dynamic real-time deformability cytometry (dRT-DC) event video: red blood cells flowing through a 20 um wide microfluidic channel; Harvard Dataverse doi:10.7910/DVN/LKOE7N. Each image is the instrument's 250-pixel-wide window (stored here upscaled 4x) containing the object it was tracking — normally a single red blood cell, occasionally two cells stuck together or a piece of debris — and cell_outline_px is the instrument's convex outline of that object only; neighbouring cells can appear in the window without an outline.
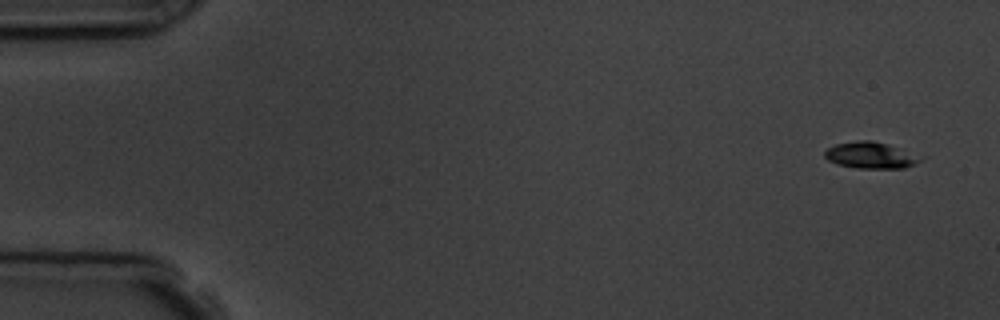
{"species": "common noctule bat (a hibernating species)", "species_latin": "Nyctalus noctula", "temperature_condition": "room temperature", "stored_images_in_passage": 5, "camera_frame_rate_fps": 3000, "um_per_image_px": 0.085, "animal": {"sex": "male", "body_mass_g": 19.5, "forearm_length_mm": 54.6}, "frame": {"image": 1, "passage_image": 1, "time_ms": 0.0, "image_size_px": [1000, 320], "cell_outline_px": [[928, 156], [924, 160], [916, 164], [904, 168], [856, 168], [836, 164], [828, 160], [824, 156], [824, 152], [828, 148], [836, 144], [856, 140], [872, 140], [888, 144]], "centroid_in_image_um": [74.11, 13.19], "position_along_channel_um": 10.9, "area_um2": 15.26}}
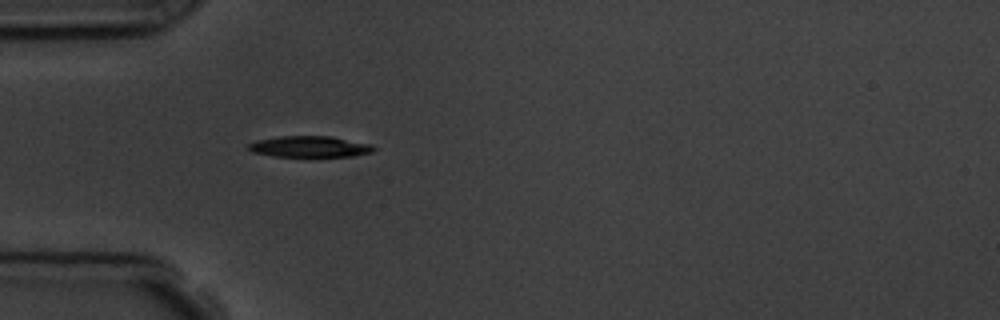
{"frame": {"image": 2, "passage_image": 5, "time_ms": 4.667, "image_size_px": [1000, 320], "cell_outline_px": [[376, 148], [372, 152], [352, 156], [276, 156], [252, 152], [248, 148], [248, 144], [256, 140], [280, 136], [332, 136], [372, 144]], "centroid_in_image_um": [26.34, 12.45], "position_along_channel_um": 58.7, "area_um2": 15.37}}